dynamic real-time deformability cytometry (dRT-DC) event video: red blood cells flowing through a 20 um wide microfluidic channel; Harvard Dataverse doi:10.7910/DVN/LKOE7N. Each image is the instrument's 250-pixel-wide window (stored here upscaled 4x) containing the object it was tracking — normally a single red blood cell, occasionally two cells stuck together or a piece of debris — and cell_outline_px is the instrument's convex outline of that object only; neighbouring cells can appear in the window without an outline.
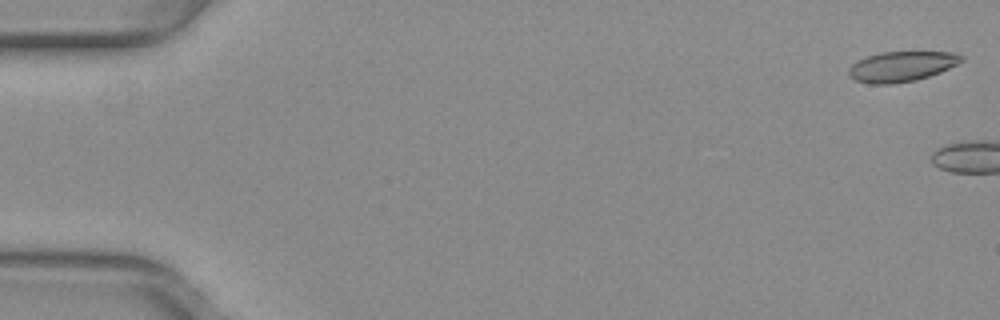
{"species": "common noctule bat (a hibernating species)", "species_latin": "Nyctalus noctula", "temperature_condition": "warm", "stored_images_in_passage": 4, "camera_frame_rate_fps": 3000, "um_per_image_px": 0.085, "animal": {"sex": "female", "body_mass_g": 29.2, "forearm_length_mm": 56.3}, "frame": {"image": 1, "passage_image": 1, "time_ms": 0.0, "image_size_px": [1000, 320], "cell_outline_px": [[964, 60], [940, 72], [916, 80], [892, 84], [868, 84], [856, 80], [848, 76], [848, 68], [856, 60], [880, 52], [956, 52], [964, 56]], "centroid_in_image_um": [76.61, 5.65], "position_along_channel_um": 8.4, "area_um2": 19.94}}